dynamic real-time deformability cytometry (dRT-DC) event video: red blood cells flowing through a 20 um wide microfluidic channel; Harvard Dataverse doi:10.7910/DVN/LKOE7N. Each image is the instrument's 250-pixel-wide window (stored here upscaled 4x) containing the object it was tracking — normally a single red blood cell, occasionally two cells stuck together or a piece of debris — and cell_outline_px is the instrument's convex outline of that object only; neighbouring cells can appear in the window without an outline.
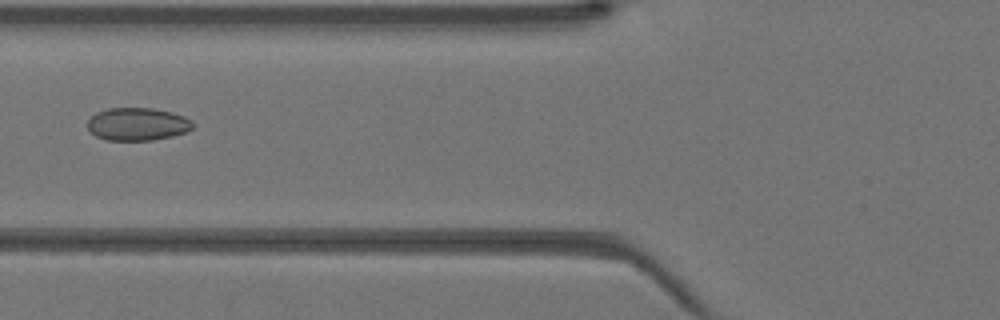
{"species": "Egyptian fruit bat (a non-hibernating species)", "species_latin": "Rousettus aegyptiacus", "temperature_condition": "warm", "stored_images_in_passage": 41, "camera_frame_rate_fps": 3000, "um_per_image_px": 0.085, "animal": {"sex": "female"}, "frame": {"image": 1, "passage_image": 15, "time_ms": 4.667, "image_size_px": [1000, 320], "cell_outline_px": [[196, 124], [188, 132], [172, 136], [152, 140], [104, 140], [96, 136], [88, 128], [88, 120], [96, 112], [108, 108], [152, 108], [172, 112], [184, 116], [192, 120]], "centroid_in_image_um": [11.72, 10.55], "position_along_channel_um": 114.1, "area_um2": 20.29}}
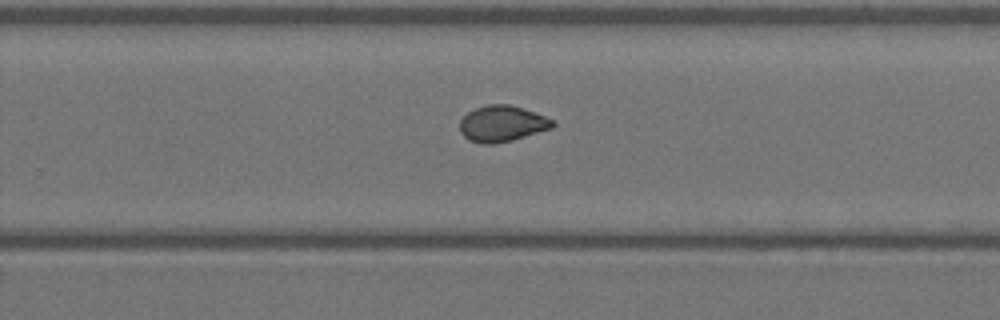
{"frame": {"image": 2, "passage_image": 26, "time_ms": 8.333, "image_size_px": [1000, 320], "cell_outline_px": [[556, 124], [552, 128], [512, 140], [492, 144], [480, 144], [468, 140], [460, 132], [460, 120], [468, 112], [476, 108], [488, 104], [508, 104], [524, 108], [544, 116], [552, 120]], "centroid_in_image_um": [42.66, 10.51], "position_along_channel_um": 287.1, "area_um2": 19.48}}
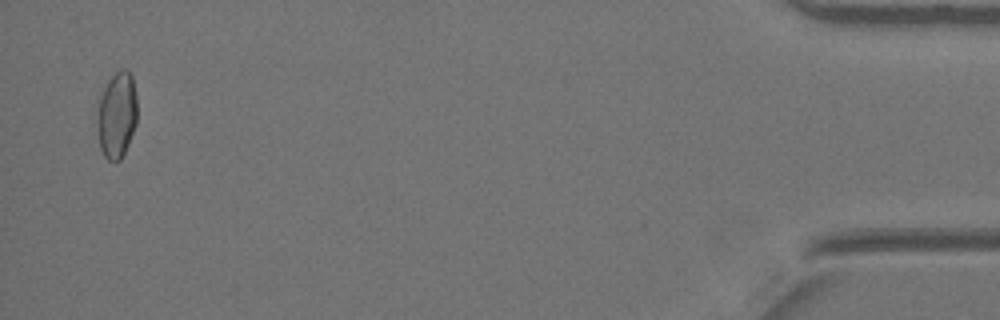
{"frame": {"image": 3, "passage_image": 40, "time_ms": 13.0, "image_size_px": [1000, 320], "cell_outline_px": [[136, 124], [128, 144], [120, 160], [108, 160], [104, 156], [100, 148], [96, 128], [96, 120], [100, 96], [108, 80], [120, 68], [128, 68], [132, 76], [136, 96]], "centroid_in_image_um": [9.91, 9.75], "position_along_channel_um": 425.3, "area_um2": 20.23}}